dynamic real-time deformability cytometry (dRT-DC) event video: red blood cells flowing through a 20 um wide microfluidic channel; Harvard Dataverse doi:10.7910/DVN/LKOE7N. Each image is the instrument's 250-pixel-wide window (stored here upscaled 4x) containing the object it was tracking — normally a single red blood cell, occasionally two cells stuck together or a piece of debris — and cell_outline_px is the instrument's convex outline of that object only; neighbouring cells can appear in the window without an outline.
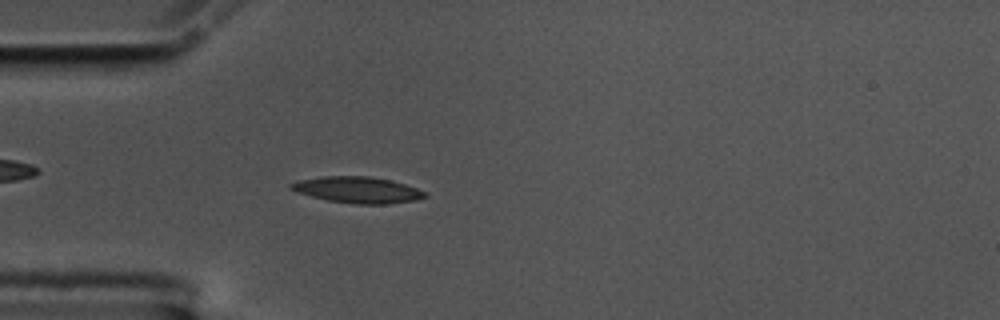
{"species": "common noctule bat (a hibernating species)", "species_latin": "Nyctalus noctula", "temperature_condition": "cold", "stored_images_in_passage": 57, "camera_frame_rate_fps": 3000, "um_per_image_px": 0.085, "animal": {"sex": "male", "body_mass_g": 17.5, "forearm_length_mm": 52.3}, "frame": {"image": 1, "passage_image": 16, "time_ms": 5.0, "image_size_px": [1000, 320], "cell_outline_px": [[428, 196], [416, 200], [384, 204], [356, 204], [328, 200], [312, 196], [288, 188], [288, 184], [300, 180], [320, 176], [368, 176], [388, 180], [404, 184], [416, 188], [424, 192]], "centroid_in_image_um": [30.37, 16.13], "position_along_channel_um": 54.6, "area_um2": 20.17}}
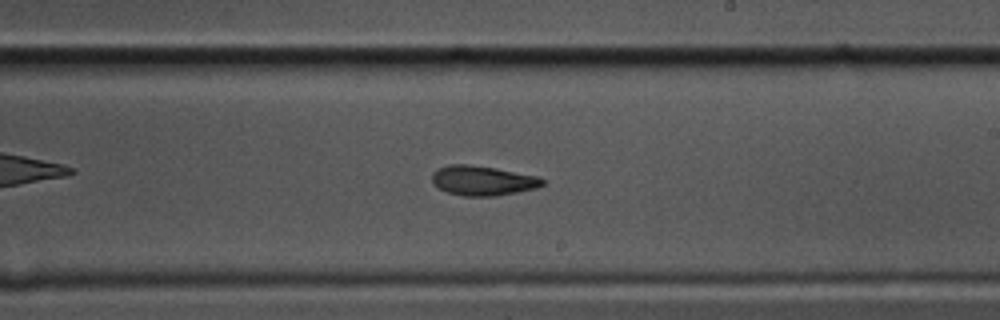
{"frame": {"image": 2, "passage_image": 33, "time_ms": 10.667, "image_size_px": [1000, 320], "cell_outline_px": [[544, 184], [536, 188], [496, 196], [464, 196], [448, 192], [432, 184], [432, 172], [448, 164], [468, 164], [496, 168], [536, 176], [544, 180]], "centroid_in_image_um": [41.0, 15.35], "position_along_channel_um": 248.0, "area_um2": 19.02}}
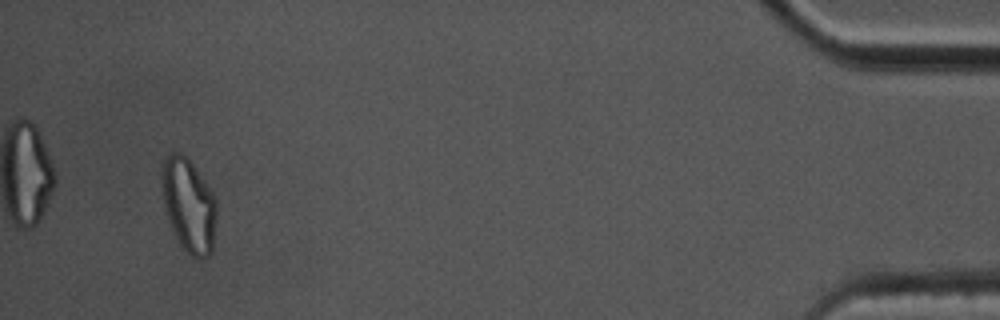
{"frame": {"image": 3, "passage_image": 54, "time_ms": 17.667, "image_size_px": [1000, 320], "cell_outline_px": [[216, 216], [212, 252], [204, 260], [196, 260], [180, 244], [168, 220], [164, 204], [160, 184], [160, 164], [168, 152], [180, 152], [192, 164], [212, 192], [216, 200]], "centroid_in_image_um": [16.01, 17.43], "position_along_channel_um": 419.2, "area_um2": 30.17}, "authors_computed_cell_mechanics": {"area_um2": 19.074, "velocity_mm_per_s": 3.5213, "shape_relaxation_time_tau1_ms": 6.4943, "shape_relaxation_time_tau2_ms": 9.8178, "deformation_change_tau1": 0.1947, "deformation_change_tau2": 0.1623}}